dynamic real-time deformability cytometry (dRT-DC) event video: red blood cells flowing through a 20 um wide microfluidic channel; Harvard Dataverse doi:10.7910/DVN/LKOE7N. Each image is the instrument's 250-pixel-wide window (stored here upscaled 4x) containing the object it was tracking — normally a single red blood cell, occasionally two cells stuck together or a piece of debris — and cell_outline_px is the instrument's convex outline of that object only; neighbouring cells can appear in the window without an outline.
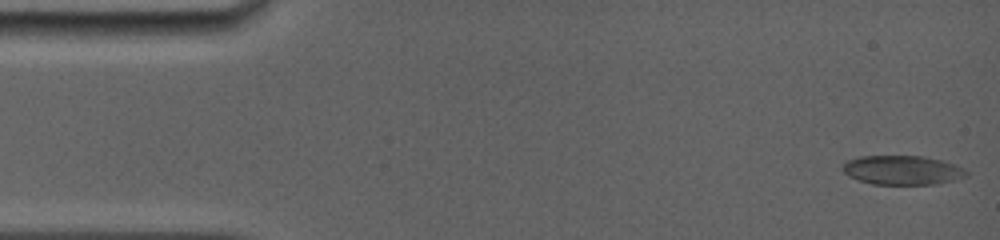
{"species": "common noctule bat (a hibernating species)", "species_latin": "Nyctalus noctula", "temperature_condition": "room temperature", "stored_images_in_passage": 12, "camera_frame_rate_fps": 5000, "um_per_image_px": 0.085, "animal": {"sex": "female", "body_mass_g": 19.0, "forearm_length_mm": 56.7}, "frame": {"image": 1, "passage_image": 1, "time_ms": 0.0, "image_size_px": [1000, 240], "cell_outline_px": [[968, 176], [936, 184], [872, 184], [848, 176], [840, 168], [848, 160], [860, 156], [920, 156], [940, 160], [956, 164], [964, 168], [968, 172]], "centroid_in_image_um": [76.7, 14.46], "position_along_channel_um": 8.3, "area_um2": 20.98}}
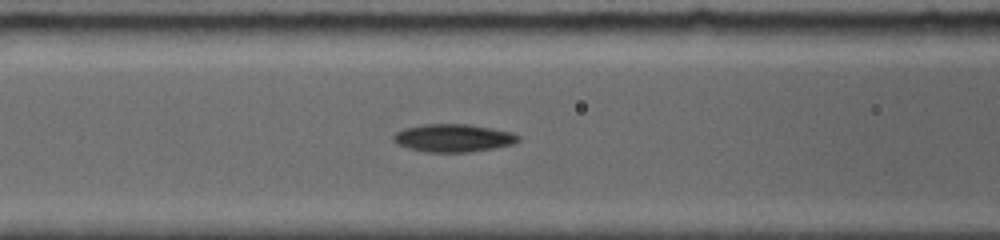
{"frame": {"image": 2, "passage_image": 9, "time_ms": 6.0, "image_size_px": [1000, 240], "cell_outline_px": [[520, 140], [512, 144], [492, 148], [468, 152], [424, 152], [408, 148], [396, 144], [392, 140], [392, 136], [396, 132], [404, 128], [424, 124], [468, 124], [512, 132], [520, 136]], "centroid_in_image_um": [38.48, 11.73], "position_along_channel_um": 128.1, "area_um2": 20.29}}
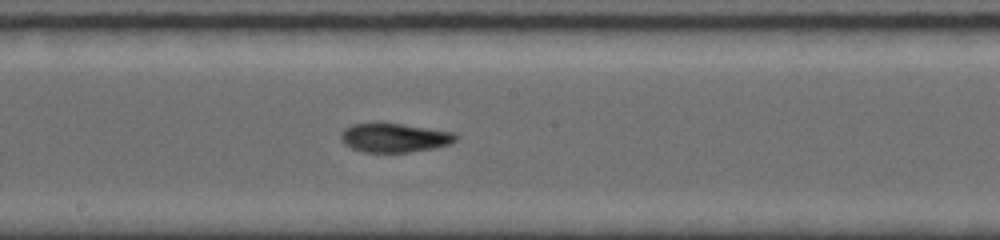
{"frame": {"image": 3, "passage_image": 12, "time_ms": 8.2, "image_size_px": [1000, 240], "cell_outline_px": [[460, 136], [452, 144], [432, 148], [408, 152], [364, 152], [352, 148], [344, 144], [340, 140], [340, 132], [344, 128], [352, 124], [372, 120], [456, 132]], "centroid_in_image_um": [33.49, 11.67], "position_along_channel_um": 214.7, "area_um2": 20.06}}